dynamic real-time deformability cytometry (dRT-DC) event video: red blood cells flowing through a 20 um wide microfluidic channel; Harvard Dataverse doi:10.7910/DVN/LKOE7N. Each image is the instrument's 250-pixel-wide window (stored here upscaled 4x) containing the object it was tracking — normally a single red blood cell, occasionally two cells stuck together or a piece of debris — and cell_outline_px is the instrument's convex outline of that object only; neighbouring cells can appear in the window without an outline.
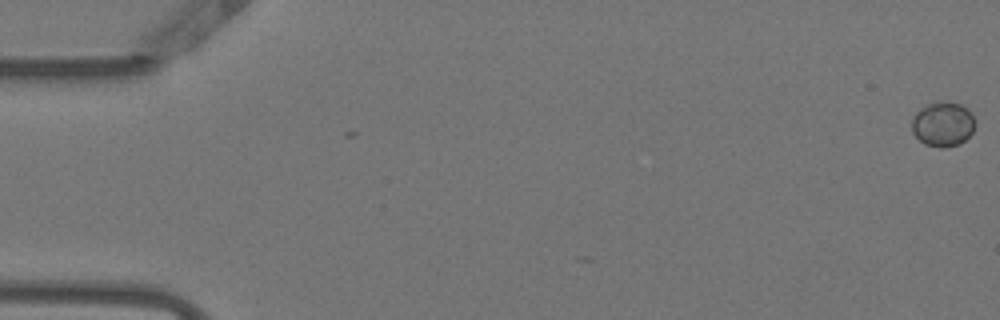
{"species": "Egyptian fruit bat (a non-hibernating species)", "species_latin": "Rousettus aegyptiacus", "temperature_condition": "warm", "stored_images_in_passage": 5, "camera_frame_rate_fps": 3000, "um_per_image_px": 0.085, "animal": {"sex": "female"}, "frame": {"image": 1, "passage_image": 1, "time_ms": 0.0, "image_size_px": [1000, 320], "cell_outline_px": [[976, 124], [972, 132], [960, 144], [944, 148], [940, 148], [924, 144], [912, 132], [912, 116], [920, 108], [928, 104], [940, 100], [948, 100], [960, 104], [968, 108], [972, 112], [976, 120]], "centroid_in_image_um": [80.17, 10.53], "position_along_channel_um": 4.8, "area_um2": 16.94}}